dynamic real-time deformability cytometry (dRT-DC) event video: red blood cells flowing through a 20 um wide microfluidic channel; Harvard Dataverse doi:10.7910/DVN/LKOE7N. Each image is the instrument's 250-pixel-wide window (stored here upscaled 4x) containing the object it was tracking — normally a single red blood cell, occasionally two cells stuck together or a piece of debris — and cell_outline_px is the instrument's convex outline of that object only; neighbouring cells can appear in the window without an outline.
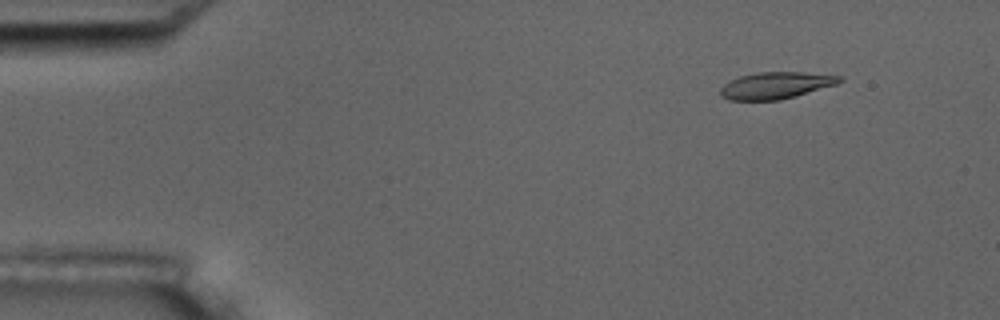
{"species": "common noctule bat (a hibernating species)", "species_latin": "Nyctalus noctula", "temperature_condition": "room temperature", "stored_images_in_passage": 4, "camera_frame_rate_fps": 3000, "um_per_image_px": 0.085, "animal": {"sex": "male", "body_mass_g": 17.5, "forearm_length_mm": 52.3}, "frame": {"image": 1, "passage_image": 2, "time_ms": 1.333, "image_size_px": [1000, 320], "cell_outline_px": [[844, 80], [836, 84], [796, 96], [780, 100], [728, 100], [720, 96], [720, 88], [724, 84], [740, 76], [756, 72], [804, 72], [840, 76]], "centroid_in_image_um": [65.92, 7.26], "position_along_channel_um": 19.1, "area_um2": 18.55}}
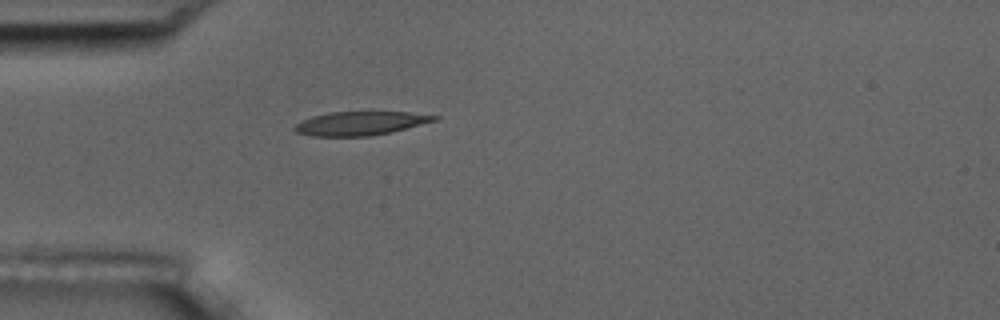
{"frame": {"image": 2, "passage_image": 4, "time_ms": 4.667, "image_size_px": [1000, 320], "cell_outline_px": [[440, 116], [436, 120], [392, 132], [368, 136], [312, 136], [296, 132], [292, 128], [296, 124], [312, 116], [328, 112], [408, 112]], "centroid_in_image_um": [30.61, 10.48], "position_along_channel_um": 54.4, "area_um2": 19.19}}